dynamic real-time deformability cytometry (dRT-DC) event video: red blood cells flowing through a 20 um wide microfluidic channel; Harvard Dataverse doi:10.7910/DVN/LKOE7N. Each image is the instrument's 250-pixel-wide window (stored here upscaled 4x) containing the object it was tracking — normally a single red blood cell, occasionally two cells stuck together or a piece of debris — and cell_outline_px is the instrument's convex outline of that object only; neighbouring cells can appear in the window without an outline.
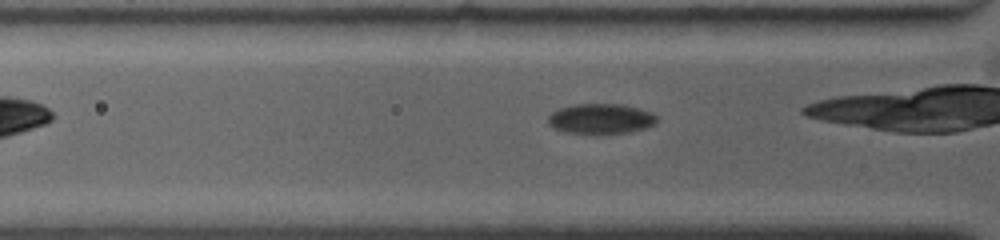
{"species": "common noctule bat (a hibernating species)", "species_latin": "Nyctalus noctula", "temperature_condition": "warm", "stored_images_in_passage": 10, "camera_frame_rate_fps": 4500, "um_per_image_px": 0.085, "animal": {"sex": "female", "body_mass_g": 19.0, "forearm_length_mm": 53.3}, "frame": {"image": 1, "passage_image": 4, "time_ms": 1.111, "image_size_px": [1000, 240], "cell_outline_px": [[656, 124], [632, 132], [596, 136], [564, 132], [552, 128], [548, 124], [548, 116], [552, 112], [560, 108], [572, 104], [624, 104], [640, 108], [652, 112], [656, 116]], "centroid_in_image_um": [51.05, 10.13], "position_along_channel_um": 74.7, "area_um2": 19.94}}
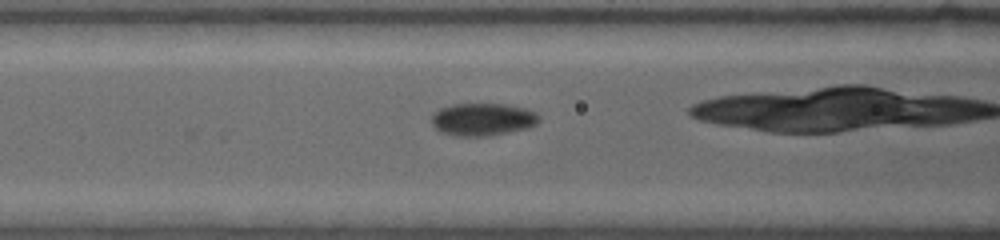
{"frame": {"image": 2, "passage_image": 7, "time_ms": 2.444, "image_size_px": [1000, 240], "cell_outline_px": [[540, 120], [536, 124], [528, 128], [488, 136], [456, 136], [440, 132], [432, 124], [432, 116], [440, 108], [452, 104], [504, 104], [524, 108], [536, 112], [540, 116]], "centroid_in_image_um": [41.04, 10.15], "position_along_channel_um": 125.6, "area_um2": 20.4}}